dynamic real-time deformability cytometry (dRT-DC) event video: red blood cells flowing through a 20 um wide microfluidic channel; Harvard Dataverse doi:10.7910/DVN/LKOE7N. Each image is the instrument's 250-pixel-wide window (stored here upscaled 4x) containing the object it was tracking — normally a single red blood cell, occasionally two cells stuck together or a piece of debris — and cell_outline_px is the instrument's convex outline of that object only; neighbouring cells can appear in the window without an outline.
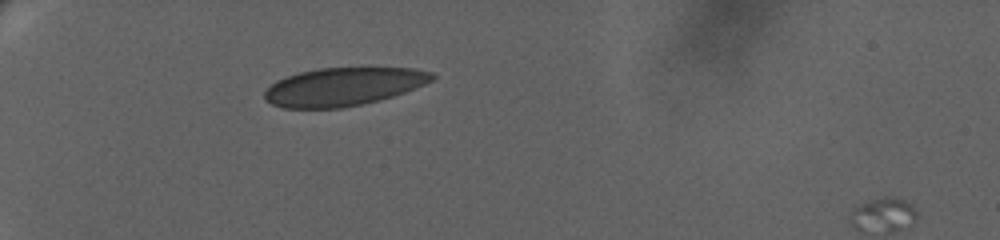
{"species": "human", "species_latin": "Homo sapiens", "temperature_condition": "warm", "stored_images_in_passage": 57, "camera_frame_rate_fps": 3000, "um_per_image_px": 0.085, "donor": {"sex": "female"}, "frame": {"image": 1, "passage_image": 1, "time_ms": 0.0, "image_size_px": [1000, 240], "cell_outline_px": [[436, 76], [432, 80], [412, 88], [376, 100], [360, 104], [340, 108], [284, 108], [272, 104], [264, 100], [264, 92], [276, 80], [300, 72], [320, 68], [408, 68], [428, 72]], "centroid_in_image_um": [29.07, 7.37], "position_along_channel_um": 55.9, "area_um2": 36.36}}
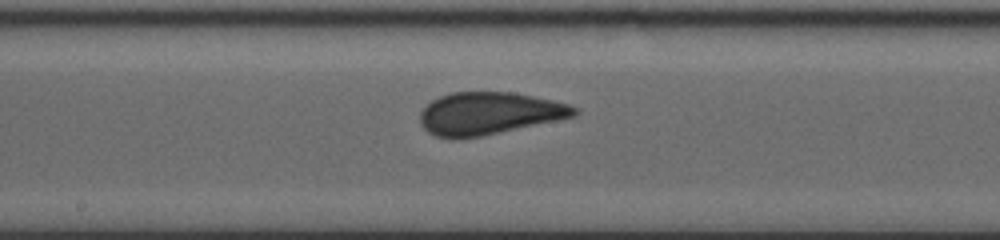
{"frame": {"image": 2, "passage_image": 28, "time_ms": 5.667, "image_size_px": [1000, 240], "cell_outline_px": [[576, 112], [572, 116], [480, 136], [460, 140], [452, 140], [436, 136], [428, 132], [420, 124], [420, 112], [432, 100], [440, 96], [452, 92], [512, 92], [548, 100], [564, 104], [576, 108]], "centroid_in_image_um": [41.42, 9.65], "position_along_channel_um": 206.8, "area_um2": 37.34}}
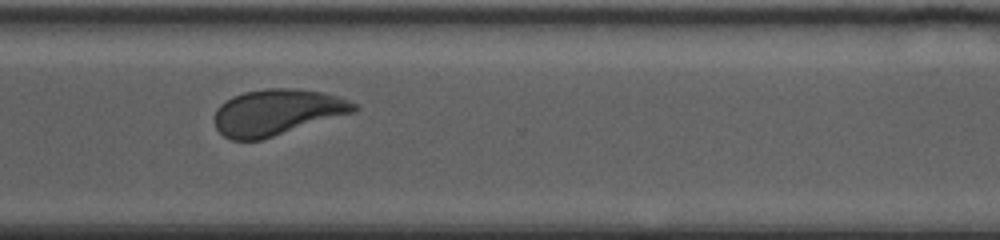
{"frame": {"image": 3, "passage_image": 56, "time_ms": 10.0, "image_size_px": [1000, 240], "cell_outline_px": [[360, 108], [356, 112], [260, 140], [232, 140], [224, 136], [216, 128], [216, 108], [220, 104], [232, 96], [244, 92], [268, 88], [292, 88], [320, 92], [336, 96], [348, 100], [356, 104]], "centroid_in_image_um": [23.56, 9.54], "position_along_channel_um": 347.0, "area_um2": 37.22}}